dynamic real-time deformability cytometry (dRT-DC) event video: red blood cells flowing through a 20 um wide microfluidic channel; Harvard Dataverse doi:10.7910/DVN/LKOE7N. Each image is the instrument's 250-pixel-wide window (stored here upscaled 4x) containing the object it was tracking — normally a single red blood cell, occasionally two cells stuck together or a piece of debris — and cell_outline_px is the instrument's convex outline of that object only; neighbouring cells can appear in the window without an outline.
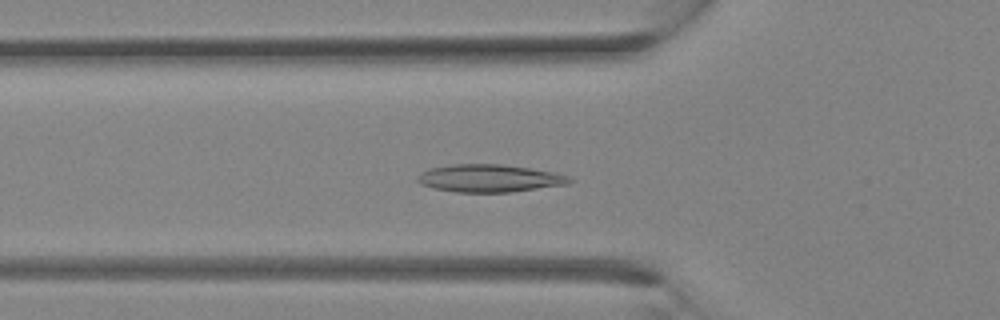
{"species": "Egyptian fruit bat (a non-hibernating species)", "species_latin": "Rousettus aegyptiacus", "temperature_condition": "room temperature", "stored_images_in_passage": 26, "camera_frame_rate_fps": 3000, "um_per_image_px": 0.085, "animal": {"sex": "female"}, "frame": {"image": 1, "passage_image": 4, "time_ms": 1.0, "image_size_px": [1000, 320], "cell_outline_px": [[576, 180], [572, 184], [512, 192], [456, 192], [436, 188], [420, 184], [416, 180], [416, 176], [420, 172], [428, 168], [448, 164], [500, 164], [528, 168], [552, 172], [568, 176]], "centroid_in_image_um": [41.61, 15.15], "position_along_channel_um": 84.2, "area_um2": 24.74}}
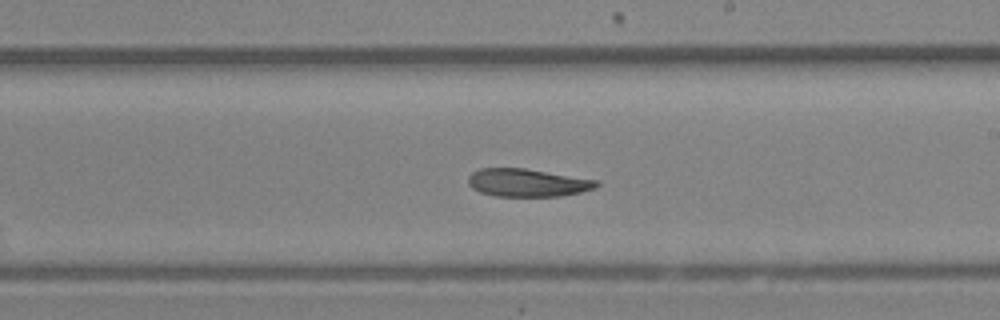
{"frame": {"image": 2, "passage_image": 12, "time_ms": 3.667, "image_size_px": [1000, 320], "cell_outline_px": [[600, 184], [596, 188], [580, 192], [560, 196], [496, 196], [480, 192], [472, 188], [468, 184], [468, 176], [472, 172], [480, 168], [524, 168], [600, 180]], "centroid_in_image_um": [44.85, 15.52], "position_along_channel_um": 244.2, "area_um2": 20.98}}
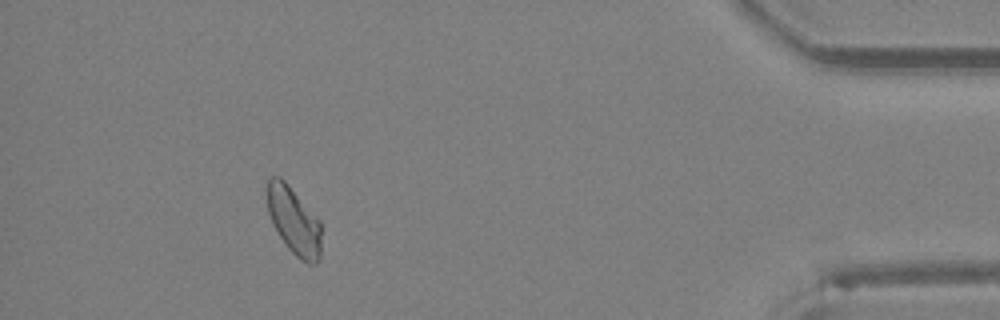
{"frame": {"image": 3, "passage_image": 23, "time_ms": 7.333, "image_size_px": [1000, 320], "cell_outline_px": [[320, 260], [316, 264], [308, 264], [300, 260], [288, 248], [272, 224], [268, 212], [264, 192], [264, 188], [268, 180], [272, 176], [280, 176], [288, 184], [320, 220]], "centroid_in_image_um": [24.94, 18.74], "position_along_channel_um": 410.3, "area_um2": 21.68}}